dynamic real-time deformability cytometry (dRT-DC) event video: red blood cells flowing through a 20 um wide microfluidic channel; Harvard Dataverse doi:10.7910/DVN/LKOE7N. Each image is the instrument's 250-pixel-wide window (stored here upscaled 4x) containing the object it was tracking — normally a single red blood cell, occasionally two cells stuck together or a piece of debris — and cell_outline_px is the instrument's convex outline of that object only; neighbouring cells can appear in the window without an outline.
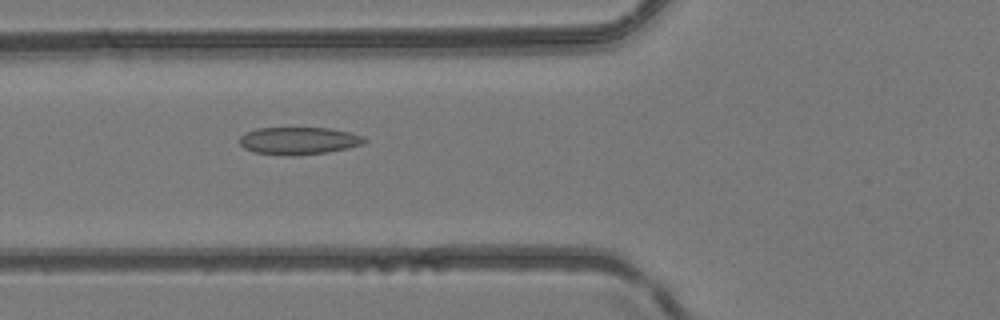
{"species": "common noctule bat (a hibernating species)", "species_latin": "Nyctalus noctula", "temperature_condition": "room temperature", "stored_images_in_passage": 46, "camera_frame_rate_fps": 3000, "um_per_image_px": 0.085, "animal": {"sex": "female", "body_mass_g": 24.6, "forearm_length_mm": 56.2}, "frame": {"image": 1, "passage_image": 19, "time_ms": 6.0, "image_size_px": [1000, 320], "cell_outline_px": [[368, 140], [364, 144], [348, 148], [328, 152], [296, 156], [292, 156], [252, 152], [244, 148], [240, 144], [240, 136], [256, 128], [328, 128], [348, 132], [364, 136]], "centroid_in_image_um": [25.41, 11.97], "position_along_channel_um": 100.4, "area_um2": 20.06}}
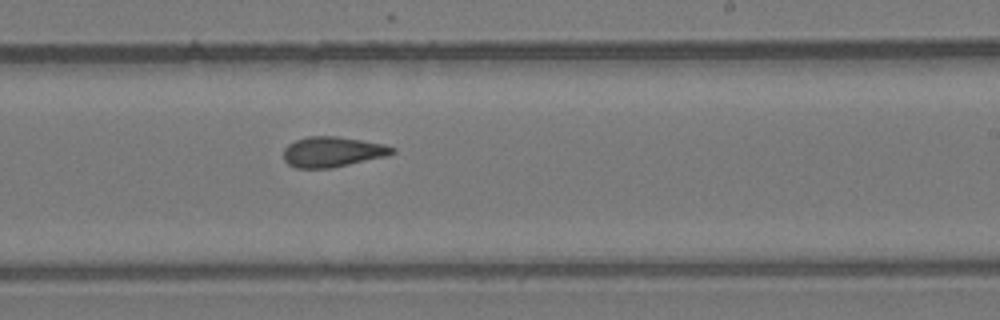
{"frame": {"image": 2, "passage_image": 30, "time_ms": 9.667, "image_size_px": [1000, 320], "cell_outline_px": [[396, 152], [384, 156], [332, 168], [296, 168], [288, 164], [284, 160], [284, 148], [288, 144], [296, 140], [308, 136], [336, 136], [384, 144], [396, 148]], "centroid_in_image_um": [28.24, 12.9], "position_along_channel_um": 260.8, "area_um2": 19.07}}
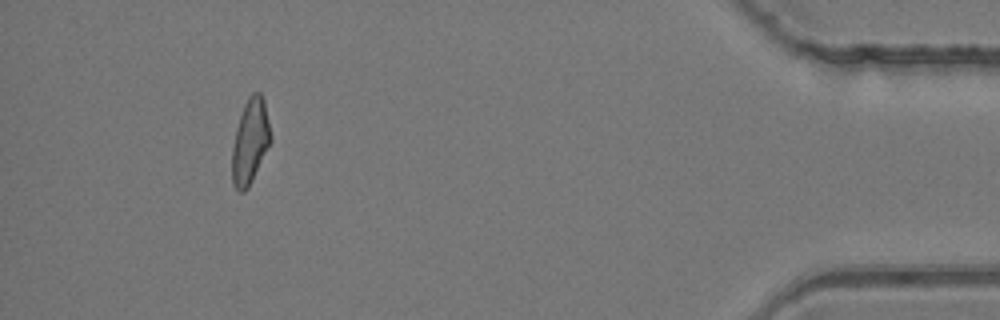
{"frame": {"image": 3, "passage_image": 45, "time_ms": 14.667, "image_size_px": [1000, 320], "cell_outline_px": [[272, 140], [248, 188], [244, 192], [236, 192], [232, 184], [232, 148], [236, 128], [244, 104], [248, 96], [252, 92], [260, 92], [264, 100], [272, 136]], "centroid_in_image_um": [21.26, 12.03], "position_along_channel_um": 413.9, "area_um2": 19.25}}